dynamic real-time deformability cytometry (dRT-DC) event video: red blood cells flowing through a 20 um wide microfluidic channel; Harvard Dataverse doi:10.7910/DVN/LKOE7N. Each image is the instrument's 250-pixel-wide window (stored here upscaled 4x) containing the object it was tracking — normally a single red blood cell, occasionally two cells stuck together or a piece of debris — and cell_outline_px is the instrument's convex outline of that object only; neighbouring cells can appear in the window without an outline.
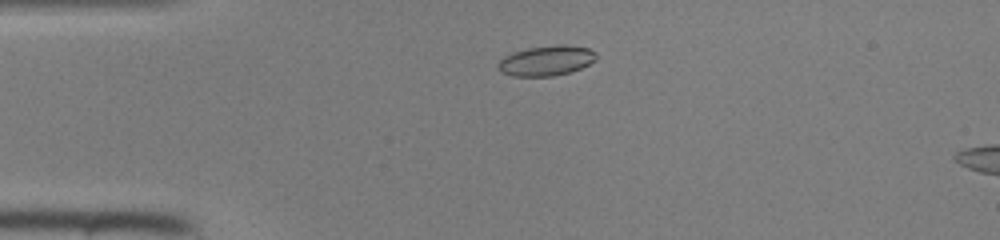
{"species": "common noctule bat (a hibernating species)", "species_latin": "Nyctalus noctula", "temperature_condition": "room temperature", "stored_images_in_passage": 39, "camera_frame_rate_fps": 3000, "um_per_image_px": 0.085, "animal": {"sex": "female", "body_mass_g": 22.0, "forearm_length_mm": 56.7}, "frame": {"image": 1, "passage_image": 3, "time_ms": 0.667, "image_size_px": [1000, 240], "cell_outline_px": [[596, 60], [580, 68], [568, 72], [552, 76], [512, 76], [500, 72], [496, 68], [496, 64], [504, 56], [512, 52], [528, 48], [556, 44], [564, 44], [588, 48], [596, 52]], "centroid_in_image_um": [46.39, 5.15], "position_along_channel_um": 38.6, "area_um2": 17.34}}
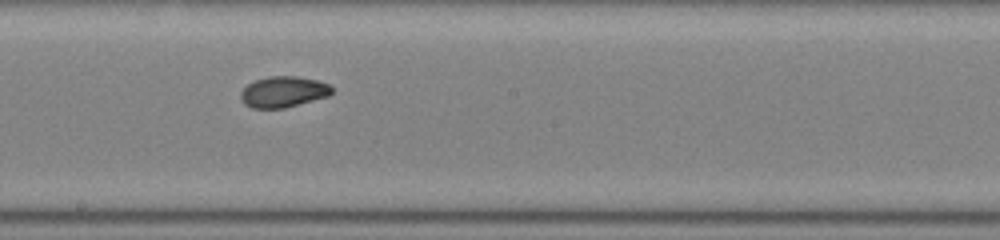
{"frame": {"image": 2, "passage_image": 18, "time_ms": 5.667, "image_size_px": [1000, 240], "cell_outline_px": [[332, 92], [328, 96], [284, 108], [252, 108], [244, 104], [240, 100], [240, 92], [248, 84], [256, 80], [268, 76], [300, 76], [316, 80], [328, 84], [332, 88]], "centroid_in_image_um": [24.05, 7.8], "position_along_channel_um": 224.1, "area_um2": 16.42}}
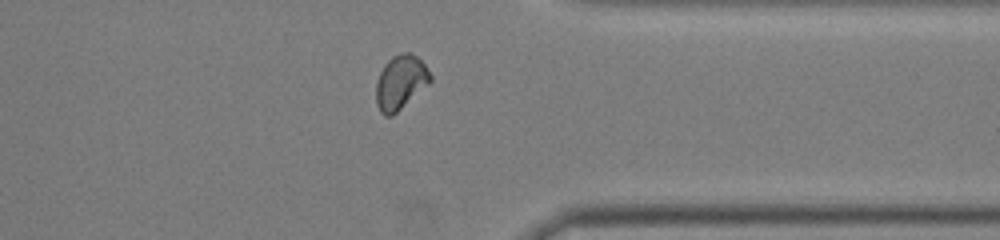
{"frame": {"image": 3, "passage_image": 29, "time_ms": 9.333, "image_size_px": [1000, 240], "cell_outline_px": [[432, 80], [428, 84], [392, 116], [384, 116], [380, 112], [376, 104], [376, 84], [380, 72], [384, 64], [392, 56], [400, 52], [408, 52], [416, 56], [424, 64], [432, 76]], "centroid_in_image_um": [34.02, 6.99], "position_along_channel_um": 377.4, "area_um2": 17.05}}